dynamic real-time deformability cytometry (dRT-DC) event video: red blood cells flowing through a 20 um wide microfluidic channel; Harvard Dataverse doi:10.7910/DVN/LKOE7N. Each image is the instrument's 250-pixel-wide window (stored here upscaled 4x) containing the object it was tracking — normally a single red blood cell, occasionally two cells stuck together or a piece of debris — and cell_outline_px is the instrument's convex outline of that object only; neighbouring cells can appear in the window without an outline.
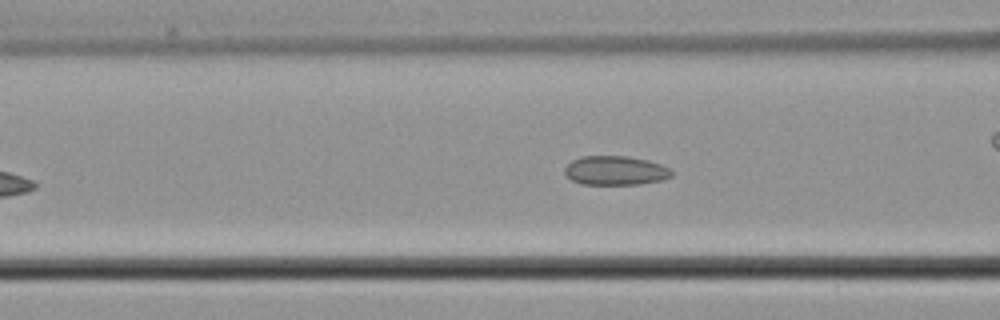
{"species": "common noctule bat (a hibernating species)", "species_latin": "Nyctalus noctula", "temperature_condition": "cold", "stored_images_in_passage": 32, "camera_frame_rate_fps": 3000, "um_per_image_px": 0.085, "animal": {"sex": "male", "body_mass_g": 21.5, "forearm_length_mm": 52.0}, "frame": {"image": 1, "passage_image": 5, "time_ms": 1.333, "image_size_px": [1000, 320], "cell_outline_px": [[672, 176], [664, 180], [640, 184], [580, 184], [572, 180], [564, 172], [564, 168], [572, 160], [584, 156], [628, 156], [648, 160], [660, 164], [668, 168], [672, 172]], "centroid_in_image_um": [52.32, 14.5], "position_along_channel_um": 114.3, "area_um2": 18.15}}
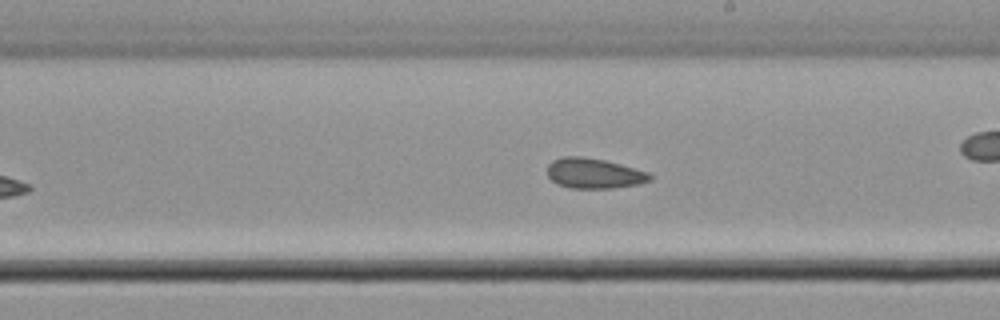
{"frame": {"image": 2, "passage_image": 14, "time_ms": 4.333, "image_size_px": [1000, 320], "cell_outline_px": [[652, 180], [636, 184], [612, 188], [572, 188], [556, 184], [548, 176], [548, 164], [552, 160], [564, 156], [584, 156], [604, 160], [620, 164], [648, 172], [652, 176]], "centroid_in_image_um": [50.46, 14.73], "position_along_channel_um": 238.5, "area_um2": 18.03}}